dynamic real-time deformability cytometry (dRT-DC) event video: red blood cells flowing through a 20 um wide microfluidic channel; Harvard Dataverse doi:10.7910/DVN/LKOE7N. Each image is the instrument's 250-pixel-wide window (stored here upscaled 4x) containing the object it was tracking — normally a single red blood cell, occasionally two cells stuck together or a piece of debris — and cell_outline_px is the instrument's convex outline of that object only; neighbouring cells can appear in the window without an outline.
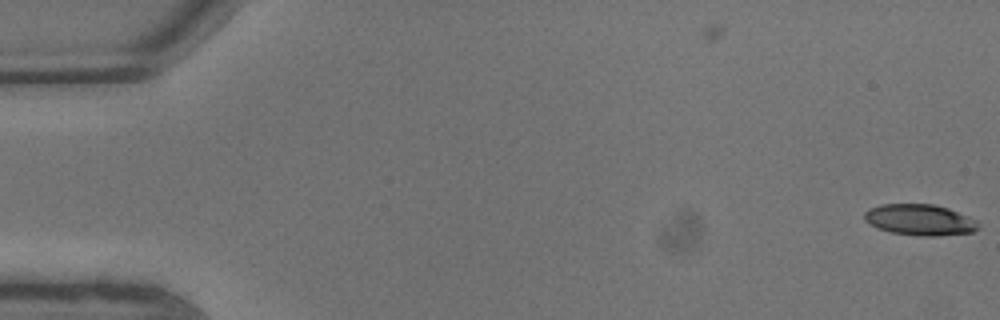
{"species": "common noctule bat (a hibernating species)", "species_latin": "Nyctalus noctula", "temperature_condition": "warm", "stored_images_in_passage": 9, "camera_frame_rate_fps": 3000, "um_per_image_px": 0.085, "animal": {"sex": "male", "body_mass_g": 13.3}, "frame": {"image": 1, "passage_image": 1, "time_ms": 0.0, "image_size_px": [1000, 320], "cell_outline_px": [[980, 228], [972, 232], [936, 236], [920, 236], [892, 232], [876, 228], [868, 224], [864, 220], [864, 212], [868, 208], [880, 204], [932, 204], [948, 208], [968, 216], [976, 220], [980, 224]], "centroid_in_image_um": [78.16, 18.68], "position_along_channel_um": 6.8, "area_um2": 20.81}}
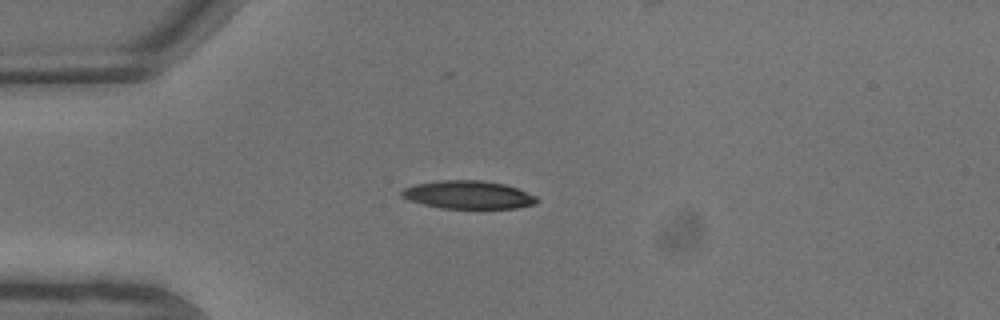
{"frame": {"image": 2, "passage_image": 6, "time_ms": 1.667, "image_size_px": [1000, 320], "cell_outline_px": [[540, 200], [536, 204], [516, 208], [440, 208], [408, 200], [400, 196], [400, 192], [404, 188], [416, 184], [440, 180], [480, 180], [504, 184], [516, 188], [536, 196]], "centroid_in_image_um": [39.79, 16.56], "position_along_channel_um": 45.2, "area_um2": 22.08}}
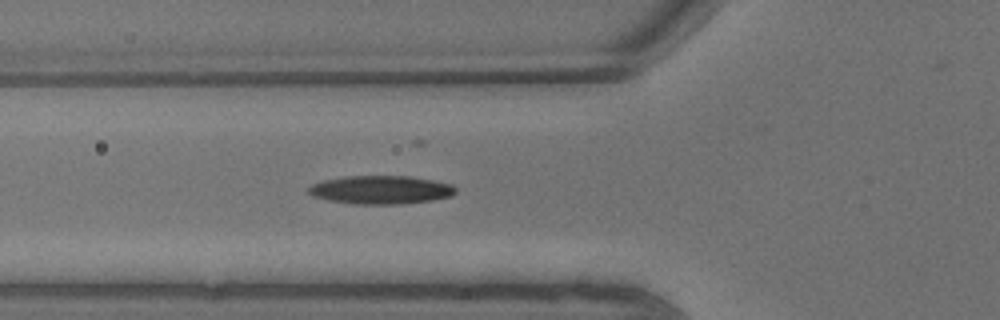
{"frame": {"image": 3, "passage_image": 8, "time_ms": 2.333, "image_size_px": [1000, 320], "cell_outline_px": [[456, 192], [452, 196], [432, 200], [400, 204], [356, 204], [328, 200], [312, 196], [308, 192], [308, 188], [312, 184], [324, 180], [348, 176], [408, 176], [432, 180], [452, 184], [456, 188]], "centroid_in_image_um": [32.38, 16.14], "position_along_channel_um": 93.4, "area_um2": 24.28}}